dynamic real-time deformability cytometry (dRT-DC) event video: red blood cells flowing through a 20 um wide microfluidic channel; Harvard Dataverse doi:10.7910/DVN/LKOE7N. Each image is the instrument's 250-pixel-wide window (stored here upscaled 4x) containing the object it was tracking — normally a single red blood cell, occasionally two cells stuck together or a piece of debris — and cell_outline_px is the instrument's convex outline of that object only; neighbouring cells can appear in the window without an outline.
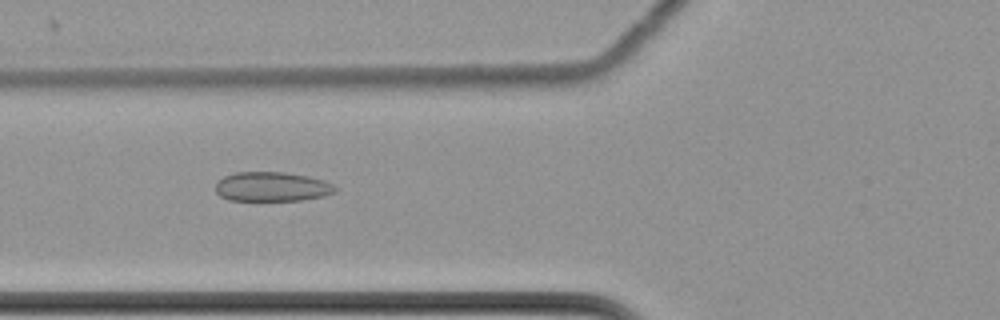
{"species": "common noctule bat (a hibernating species)", "species_latin": "Nyctalus noctula", "temperature_condition": "cold", "stored_images_in_passage": 61, "camera_frame_rate_fps": 3000, "um_per_image_px": 0.085, "animal": {"sex": "female", "body_mass_g": 22.7, "forearm_length_mm": 54.2}, "frame": {"image": 1, "passage_image": 25, "time_ms": 8.0, "image_size_px": [1000, 320], "cell_outline_px": [[336, 192], [324, 196], [304, 200], [228, 200], [220, 196], [216, 192], [216, 184], [224, 176], [236, 172], [284, 172], [308, 176], [324, 180], [332, 184], [336, 188]], "centroid_in_image_um": [23.13, 15.87], "position_along_channel_um": 102.7, "area_um2": 20.52}}
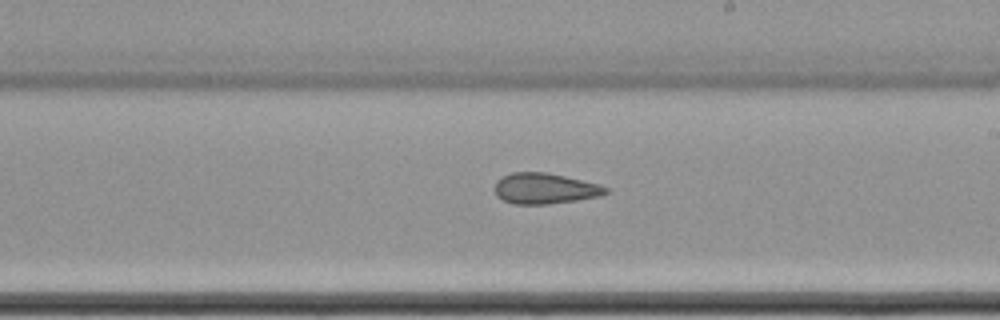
{"frame": {"image": 2, "passage_image": 37, "time_ms": 12.0, "image_size_px": [1000, 320], "cell_outline_px": [[608, 192], [600, 196], [576, 200], [548, 204], [512, 204], [496, 196], [496, 180], [512, 172], [548, 172], [600, 184], [608, 188]], "centroid_in_image_um": [46.32, 16.02], "position_along_channel_um": 242.7, "area_um2": 19.88}}
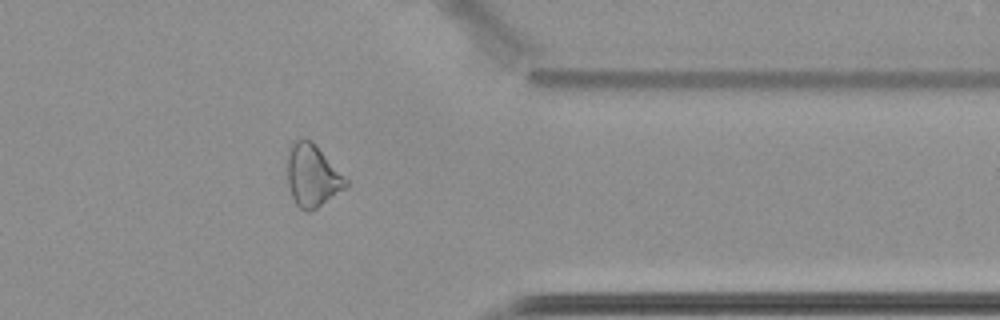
{"frame": {"image": 3, "passage_image": 50, "time_ms": 16.333, "image_size_px": [1000, 320], "cell_outline_px": [[348, 184], [344, 188], [316, 208], [308, 212], [304, 212], [296, 204], [292, 196], [288, 184], [288, 148], [292, 140], [300, 136], [304, 136], [312, 140], [316, 144], [348, 180]], "centroid_in_image_um": [26.52, 14.86], "position_along_channel_um": 384.9, "area_um2": 21.39}, "authors_computed_cell_mechanics": {"area_um2": 23.0044, "velocity_mm_per_s": 3.4951, "shape_relaxation_time_tau1_ms": null, "shape_relaxation_time_tau2_ms": 3.0526, "deformation_change_tau1": null, "deformation_change_tau2": 0.0999}}